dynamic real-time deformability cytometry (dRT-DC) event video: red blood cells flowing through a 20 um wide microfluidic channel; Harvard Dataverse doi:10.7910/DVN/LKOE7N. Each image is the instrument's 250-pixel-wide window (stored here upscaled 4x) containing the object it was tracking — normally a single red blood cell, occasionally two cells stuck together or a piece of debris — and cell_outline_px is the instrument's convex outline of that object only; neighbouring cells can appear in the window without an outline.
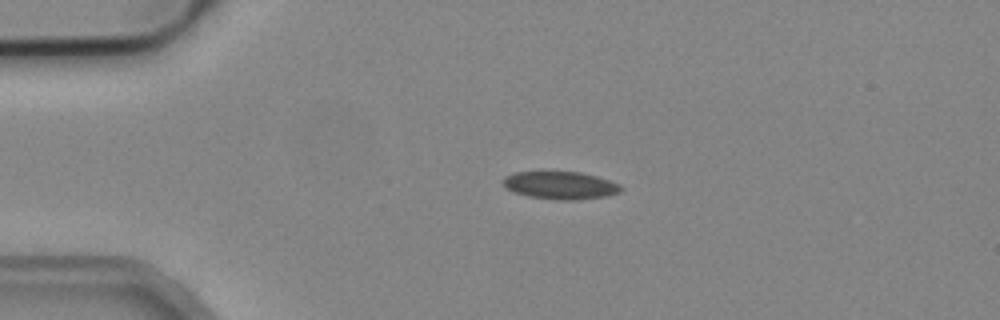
{"species": "common noctule bat (a hibernating species)", "species_latin": "Nyctalus noctula", "temperature_condition": "cold", "stored_images_in_passage": 2, "camera_frame_rate_fps": 3000, "um_per_image_px": 0.085, "animal": {"sex": "male", "body_mass_g": 19.2, "forearm_length_mm": 51.8}, "frame": {"image": 1, "passage_image": 1, "time_ms": 0.0, "image_size_px": [1000, 320], "cell_outline_px": [[624, 188], [620, 192], [604, 196], [576, 200], [560, 200], [528, 196], [512, 192], [504, 188], [500, 180], [504, 176], [516, 172], [580, 172], [596, 176], [620, 184]], "centroid_in_image_um": [47.58, 15.75], "position_along_channel_um": 37.4, "area_um2": 19.13}}
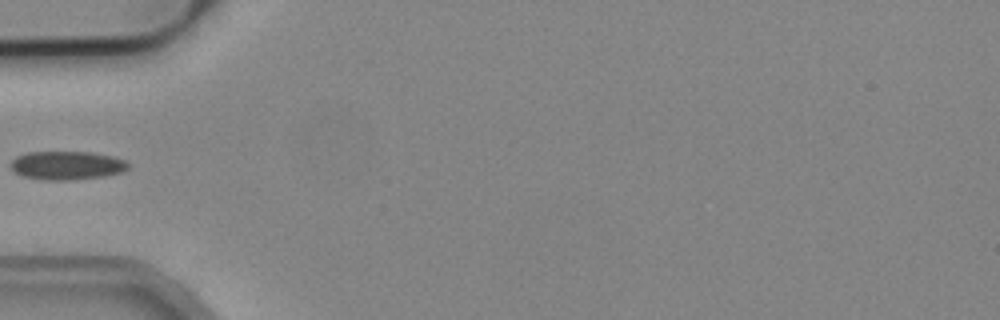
{"frame": {"image": 2, "passage_image": 2, "time_ms": 0.333, "image_size_px": [1000, 320], "cell_outline_px": [[128, 168], [124, 172], [104, 176], [68, 180], [44, 180], [24, 176], [16, 172], [12, 168], [12, 160], [16, 156], [28, 152], [92, 152], [112, 156], [124, 160], [128, 164]], "centroid_in_image_um": [5.71, 14.05], "position_along_channel_um": 79.3, "area_um2": 19.42}}